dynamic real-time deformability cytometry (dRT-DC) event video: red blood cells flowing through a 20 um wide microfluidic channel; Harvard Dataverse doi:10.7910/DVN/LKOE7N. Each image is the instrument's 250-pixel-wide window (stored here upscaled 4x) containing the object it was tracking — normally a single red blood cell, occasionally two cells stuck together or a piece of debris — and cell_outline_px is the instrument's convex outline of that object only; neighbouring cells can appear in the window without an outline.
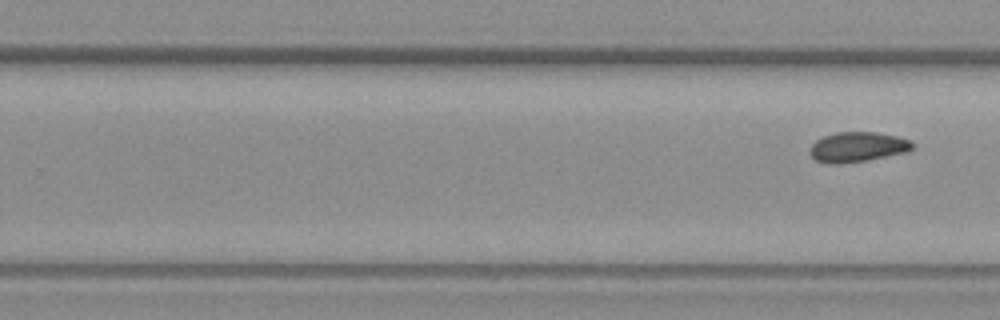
{"species": "common noctule bat (a hibernating species)", "species_latin": "Nyctalus noctula", "temperature_condition": "warm", "stored_images_in_passage": 9, "segment_of_instrument_passage": [2, 2], "camera_frame_rate_fps": 3000, "um_per_image_px": 0.085, "animal": {"sex": "female", "body_mass_g": 19.3, "forearm_length_mm": 54.1}, "frame": {"image": 1, "passage_image": 9, "time_ms": 10.333, "image_size_px": [1000, 320], "cell_outline_px": [[912, 148], [908, 152], [868, 160], [840, 164], [828, 164], [816, 160], [808, 152], [808, 148], [816, 140], [824, 136], [836, 132], [876, 132], [896, 136], [908, 140], [912, 144]], "centroid_in_image_um": [72.84, 12.5], "position_along_channel_um": 257.0, "area_um2": 17.98}}